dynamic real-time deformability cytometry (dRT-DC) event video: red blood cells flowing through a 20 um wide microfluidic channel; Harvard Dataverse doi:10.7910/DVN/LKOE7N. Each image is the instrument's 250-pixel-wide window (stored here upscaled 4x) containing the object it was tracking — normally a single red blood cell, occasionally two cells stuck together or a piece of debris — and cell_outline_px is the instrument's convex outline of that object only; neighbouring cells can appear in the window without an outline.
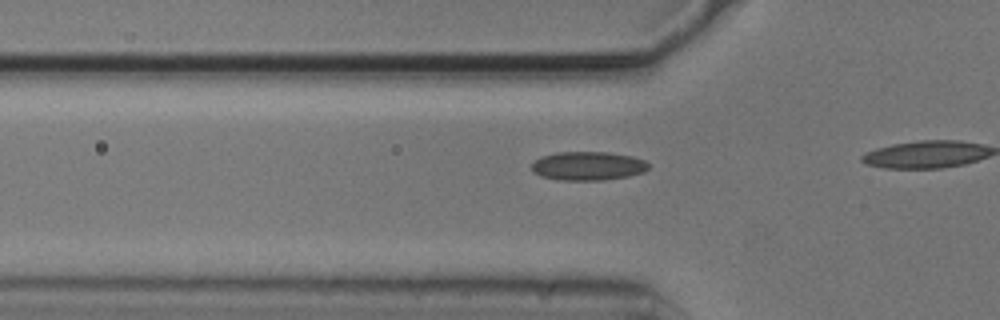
{"species": "common noctule bat (a hibernating species)", "species_latin": "Nyctalus noctula", "temperature_condition": "cold", "stored_images_in_passage": 19, "camera_frame_rate_fps": 3000, "um_per_image_px": 0.085, "animal": {"sex": "male", "body_mass_g": 20.5, "forearm_length_mm": 52.5}, "frame": {"image": 1, "passage_image": 14, "time_ms": 4.333, "image_size_px": [1000, 320], "cell_outline_px": [[648, 168], [644, 172], [628, 176], [604, 180], [560, 180], [540, 176], [532, 172], [532, 160], [540, 156], [556, 152], [608, 152], [632, 156], [644, 160], [648, 164]], "centroid_in_image_um": [49.93, 14.1], "position_along_channel_um": 75.9, "area_um2": 19.77}}
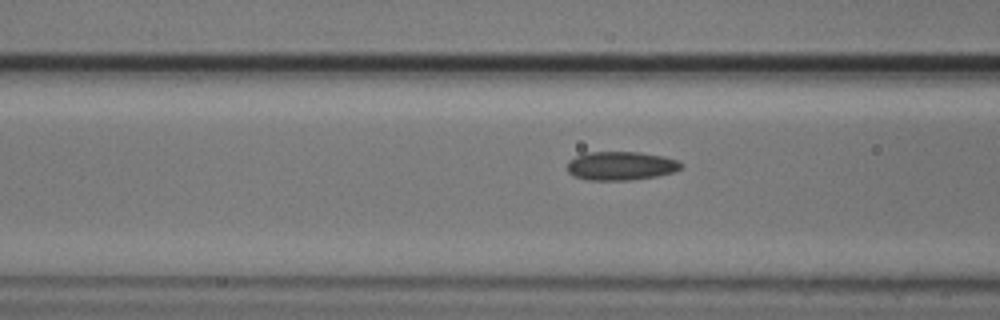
{"frame": {"image": 2, "passage_image": 17, "time_ms": 5.333, "image_size_px": [1000, 320], "cell_outline_px": [[684, 168], [672, 172], [656, 176], [632, 180], [588, 180], [572, 176], [568, 172], [568, 160], [584, 152], [640, 152], [664, 156], [676, 160], [684, 164]], "centroid_in_image_um": [52.77, 14.09], "position_along_channel_um": 113.8, "area_um2": 19.25}}